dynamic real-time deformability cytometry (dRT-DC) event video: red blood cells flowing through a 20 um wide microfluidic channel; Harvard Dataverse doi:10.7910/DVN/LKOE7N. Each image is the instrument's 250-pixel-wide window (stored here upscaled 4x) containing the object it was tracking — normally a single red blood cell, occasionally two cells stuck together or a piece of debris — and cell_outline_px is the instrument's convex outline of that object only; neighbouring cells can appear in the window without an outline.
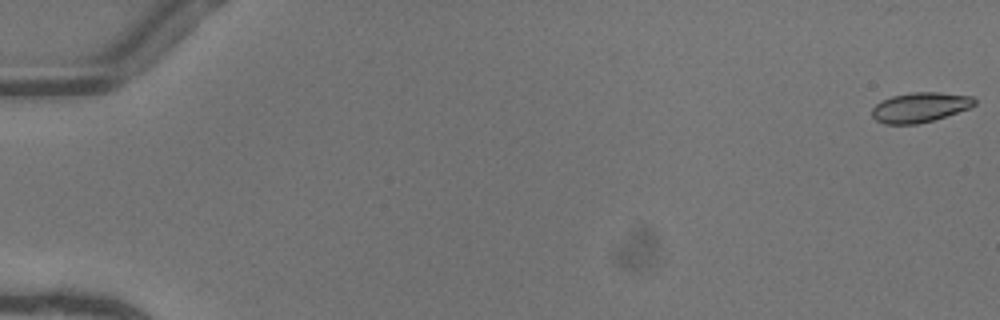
{"species": "common noctule bat (a hibernating species)", "species_latin": "Nyctalus noctula", "temperature_condition": "warm", "stored_images_in_passage": 8, "camera_frame_rate_fps": 3000, "um_per_image_px": 0.085, "animal": {"sex": "female"}, "frame": {"image": 1, "passage_image": 1, "time_ms": 0.0, "image_size_px": [1000, 320], "cell_outline_px": [[976, 104], [968, 108], [932, 120], [916, 124], [884, 124], [876, 120], [872, 116], [872, 108], [880, 100], [892, 96], [912, 92], [940, 92], [972, 96], [976, 100]], "centroid_in_image_um": [78.16, 9.11], "position_along_channel_um": 6.8, "area_um2": 17.74}}